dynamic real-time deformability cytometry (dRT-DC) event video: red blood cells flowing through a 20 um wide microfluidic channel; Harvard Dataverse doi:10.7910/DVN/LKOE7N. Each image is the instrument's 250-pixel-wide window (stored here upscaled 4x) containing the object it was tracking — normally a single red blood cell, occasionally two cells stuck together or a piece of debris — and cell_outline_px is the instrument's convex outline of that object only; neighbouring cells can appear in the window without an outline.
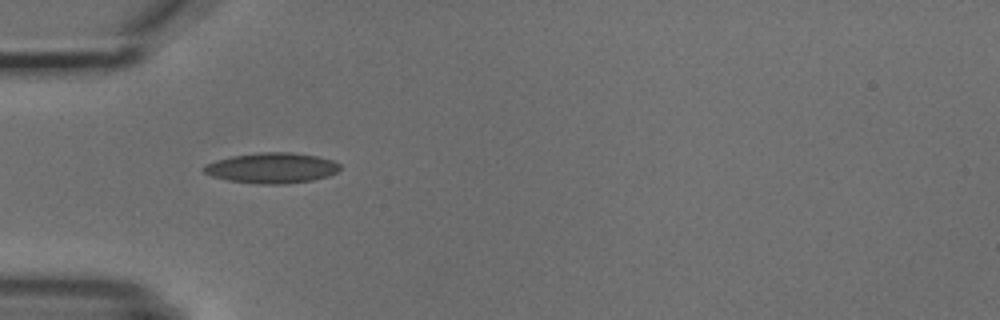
{"species": "common noctule bat (a hibernating species)", "species_latin": "Nyctalus noctula", "temperature_condition": "cold", "stored_images_in_passage": 2, "camera_frame_rate_fps": 3000, "um_per_image_px": 0.085, "animal": {"sex": "male", "body_mass_g": 18.8}, "frame": {"image": 1, "passage_image": 1, "time_ms": 0.0, "image_size_px": [1000, 320], "cell_outline_px": [[340, 168], [336, 172], [328, 176], [312, 180], [280, 184], [260, 184], [228, 180], [212, 176], [204, 172], [204, 164], [216, 160], [232, 156], [260, 152], [292, 152], [316, 156], [332, 160], [340, 164]], "centroid_in_image_um": [23.1, 14.27], "position_along_channel_um": 61.9, "area_um2": 23.99}}
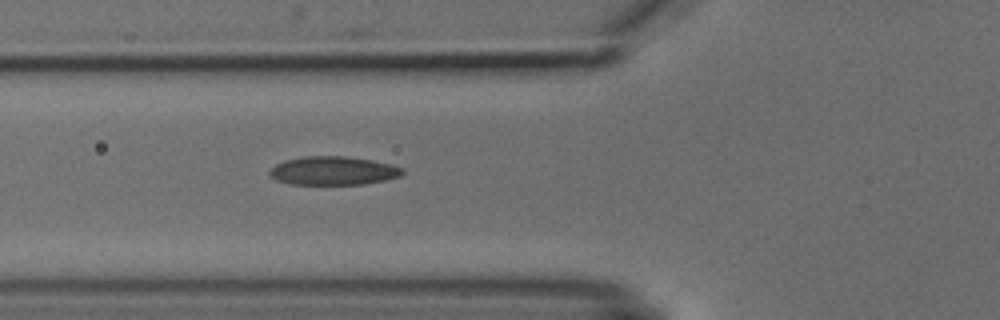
{"frame": {"image": 2, "passage_image": 2, "time_ms": 1.0, "image_size_px": [1000, 320], "cell_outline_px": [[404, 172], [400, 176], [384, 180], [364, 184], [288, 184], [276, 180], [268, 172], [276, 164], [284, 160], [304, 156], [344, 156], [372, 160], [392, 164], [404, 168]], "centroid_in_image_um": [28.33, 14.51], "position_along_channel_um": 97.5, "area_um2": 22.14}}